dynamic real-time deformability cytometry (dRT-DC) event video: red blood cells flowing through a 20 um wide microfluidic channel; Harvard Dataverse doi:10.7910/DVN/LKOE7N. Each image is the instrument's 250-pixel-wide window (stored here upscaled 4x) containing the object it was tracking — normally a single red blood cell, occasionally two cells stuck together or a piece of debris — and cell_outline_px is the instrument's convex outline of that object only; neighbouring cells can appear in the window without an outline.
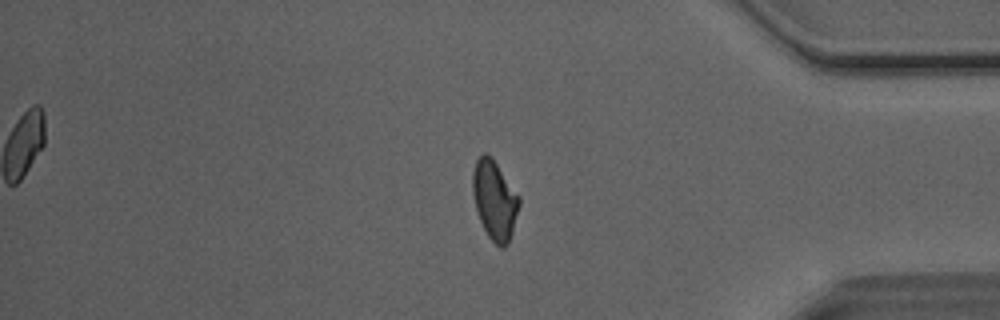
{"species": "Egyptian fruit bat (a non-hibernating species)", "species_latin": "Rousettus aegyptiacus", "temperature_condition": "room temperature", "stored_images_in_passage": 51, "segment_of_instrument_passage": [1, 2], "camera_frame_rate_fps": 3000, "um_per_image_px": 0.085, "animal": {"sex": "male"}, "frame": {"image": 1, "passage_image": 42, "time_ms": 13.667, "image_size_px": [1000, 320], "cell_outline_px": [[520, 204], [512, 232], [508, 244], [504, 248], [500, 248], [488, 236], [480, 220], [476, 208], [472, 192], [472, 172], [476, 160], [484, 152], [492, 156], [520, 196]], "centroid_in_image_um": [42.05, 16.98], "position_along_channel_um": 393.2, "area_um2": 21.56}}
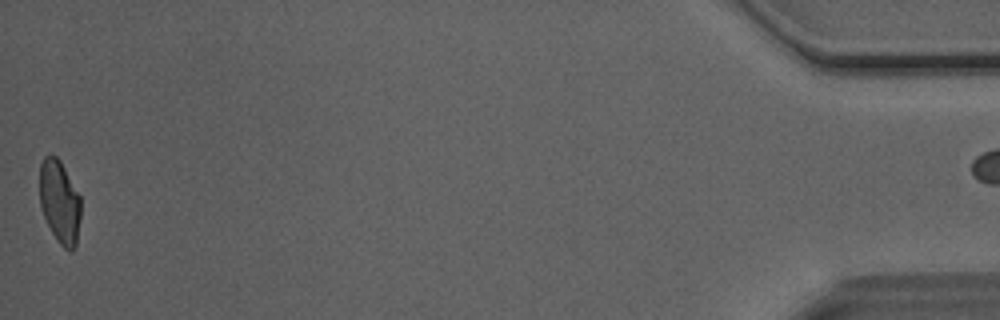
{"frame": {"image": 2, "passage_image": 50, "time_ms": 16.333, "image_size_px": [1000, 320], "cell_outline_px": [[80, 220], [76, 244], [72, 252], [68, 252], [60, 244], [52, 232], [40, 208], [40, 164], [44, 156], [48, 152], [56, 156], [60, 160], [80, 196]], "centroid_in_image_um": [5.06, 17.14], "position_along_channel_um": 430.1, "area_um2": 20.06}}